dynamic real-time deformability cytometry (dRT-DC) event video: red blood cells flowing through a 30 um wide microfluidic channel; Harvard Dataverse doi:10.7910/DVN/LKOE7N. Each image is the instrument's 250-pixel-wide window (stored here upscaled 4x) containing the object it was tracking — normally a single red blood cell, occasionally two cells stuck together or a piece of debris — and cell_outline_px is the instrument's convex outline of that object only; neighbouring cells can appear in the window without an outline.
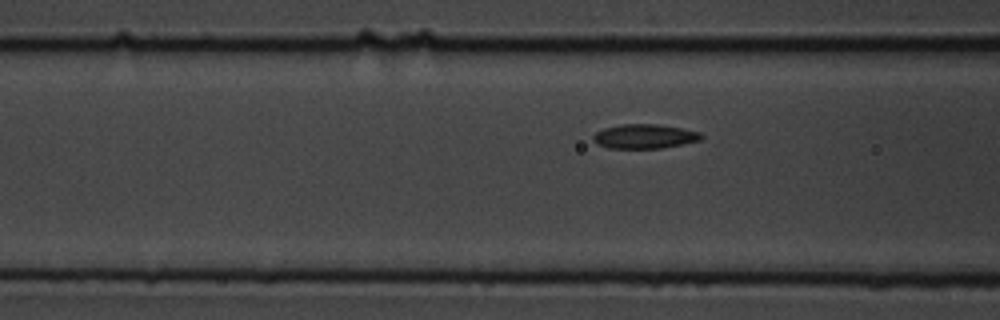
{"species": "common noctule bat (a hibernating species)", "species_latin": "Nyctalus noctula", "temperature_condition": "cold", "stored_images_in_passage": 19, "camera_frame_rate_fps": 3000, "um_per_image_px": 0.085, "animal": {"sex": "male", "body_mass_g": 19.5, "forearm_length_mm": 54.6}, "frame": {"image": 1, "passage_image": 16, "time_ms": 5.0, "image_size_px": [1000, 320], "cell_outline_px": [[704, 136], [700, 140], [684, 144], [660, 148], [608, 148], [596, 144], [592, 140], [592, 136], [596, 132], [604, 128], [620, 124], [656, 124], [684, 128], [700, 132]], "centroid_in_image_um": [54.78, 11.59], "position_along_channel_um": 111.8, "area_um2": 15.49}}